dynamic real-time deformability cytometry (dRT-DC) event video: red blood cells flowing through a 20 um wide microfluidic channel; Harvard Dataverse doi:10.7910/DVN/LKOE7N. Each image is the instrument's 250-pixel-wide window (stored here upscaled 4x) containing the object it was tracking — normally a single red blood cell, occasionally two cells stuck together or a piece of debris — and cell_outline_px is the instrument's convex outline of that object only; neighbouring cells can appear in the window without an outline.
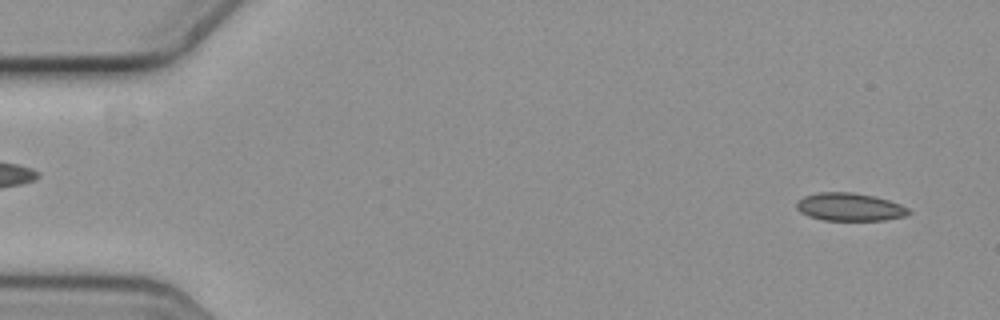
{"species": "common noctule bat (a hibernating species)", "species_latin": "Nyctalus noctula", "temperature_condition": "cold", "stored_images_in_passage": 57, "camera_frame_rate_fps": 3000, "um_per_image_px": 0.085, "animal": {"sex": "female", "body_mass_g": 19.3, "forearm_length_mm": 54.1}, "frame": {"image": 1, "passage_image": 3, "time_ms": 0.667, "image_size_px": [1000, 320], "cell_outline_px": [[912, 212], [908, 216], [884, 220], [824, 220], [808, 216], [800, 212], [796, 208], [796, 204], [804, 196], [820, 192], [852, 192], [876, 196], [900, 204], [908, 208]], "centroid_in_image_um": [72.26, 17.59], "position_along_channel_um": 12.7, "area_um2": 18.32}}
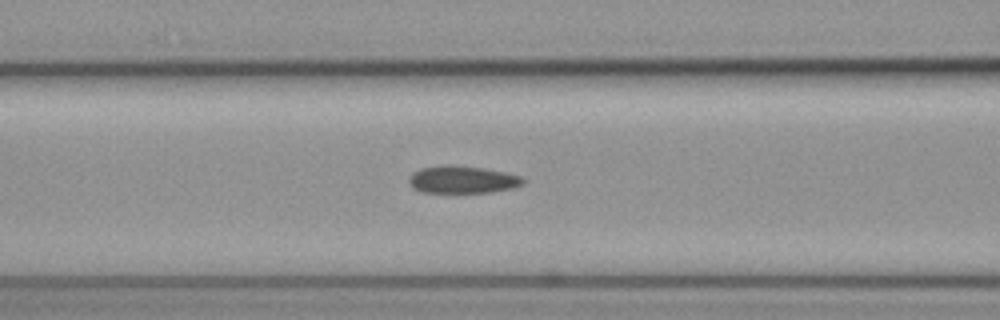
{"frame": {"image": 2, "passage_image": 23, "time_ms": 7.333, "image_size_px": [1000, 320], "cell_outline_px": [[524, 184], [512, 188], [492, 192], [420, 192], [412, 188], [408, 180], [416, 172], [424, 168], [480, 168], [504, 172], [520, 176], [524, 180]], "centroid_in_image_um": [39.37, 15.33], "position_along_channel_um": 127.2, "area_um2": 17.05}}
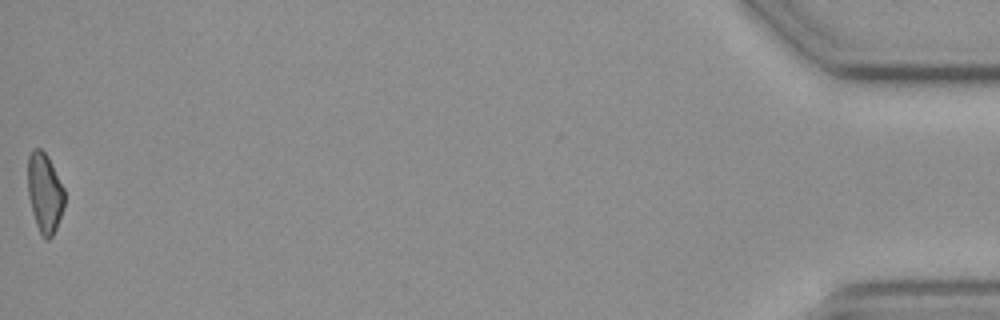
{"frame": {"image": 3, "passage_image": 57, "time_ms": 18.667, "image_size_px": [1000, 320], "cell_outline_px": [[64, 208], [56, 228], [52, 236], [48, 240], [44, 240], [36, 224], [32, 212], [28, 196], [28, 156], [32, 148], [40, 148], [48, 156], [64, 188]], "centroid_in_image_um": [3.79, 16.39], "position_along_channel_um": 431.4, "area_um2": 17.11}, "authors_computed_cell_mechanics": {"area_um2": 18.3226, "velocity_mm_per_s": 3.6152, "shape_relaxation_time_tau1_ms": null, "shape_relaxation_time_tau2_ms": 9.6713, "deformation_change_tau1": null, "deformation_change_tau2": 0.1735}}